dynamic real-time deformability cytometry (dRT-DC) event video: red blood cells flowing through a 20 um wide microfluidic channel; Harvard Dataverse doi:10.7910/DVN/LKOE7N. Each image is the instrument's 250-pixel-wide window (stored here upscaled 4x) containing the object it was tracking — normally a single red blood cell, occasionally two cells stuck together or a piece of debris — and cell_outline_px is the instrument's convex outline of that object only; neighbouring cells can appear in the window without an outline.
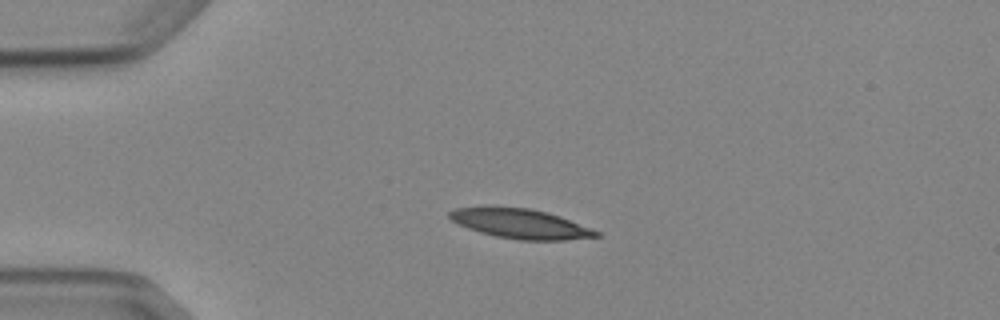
{"species": "Egyptian fruit bat (a non-hibernating species)", "species_latin": "Rousettus aegyptiacus", "temperature_condition": "cold", "stored_images_in_passage": 4, "camera_frame_rate_fps": 3000, "um_per_image_px": 0.085, "animal": {"sex": "female"}, "frame": {"image": 1, "passage_image": 3, "time_ms": 2.333, "image_size_px": [1000, 320], "cell_outline_px": [[600, 236], [564, 240], [520, 240], [496, 236], [480, 232], [468, 228], [452, 220], [448, 216], [448, 212], [456, 208], [484, 204], [492, 204], [528, 208], [548, 212], [560, 216], [592, 228], [600, 232]], "centroid_in_image_um": [44.18, 18.97], "position_along_channel_um": 40.8, "area_um2": 25.95}}